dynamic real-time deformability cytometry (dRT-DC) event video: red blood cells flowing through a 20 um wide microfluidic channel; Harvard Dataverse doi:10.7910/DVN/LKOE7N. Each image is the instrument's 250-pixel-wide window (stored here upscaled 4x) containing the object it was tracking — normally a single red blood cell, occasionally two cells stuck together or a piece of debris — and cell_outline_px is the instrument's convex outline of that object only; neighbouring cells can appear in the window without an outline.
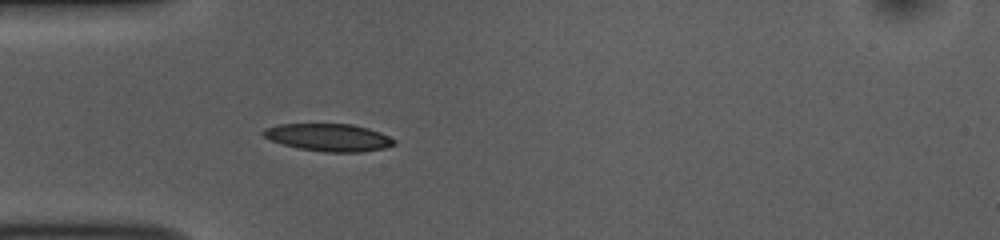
{"species": "common noctule bat (a hibernating species)", "species_latin": "Nyctalus noctula", "temperature_condition": "room temperature", "stored_images_in_passage": 38, "camera_frame_rate_fps": 3000, "um_per_image_px": 0.085, "animal": {"sex": "female", "body_mass_g": 10.0, "forearm_length_mm": 53.1}, "frame": {"image": 1, "passage_image": 1, "time_ms": 0.0, "image_size_px": [1000, 240], "cell_outline_px": [[396, 144], [384, 148], [360, 152], [324, 152], [300, 148], [284, 144], [272, 140], [264, 136], [260, 132], [264, 128], [280, 124], [352, 124], [368, 128], [380, 132], [396, 140]], "centroid_in_image_um": [27.95, 11.67], "position_along_channel_um": 57.0, "area_um2": 20.87}}
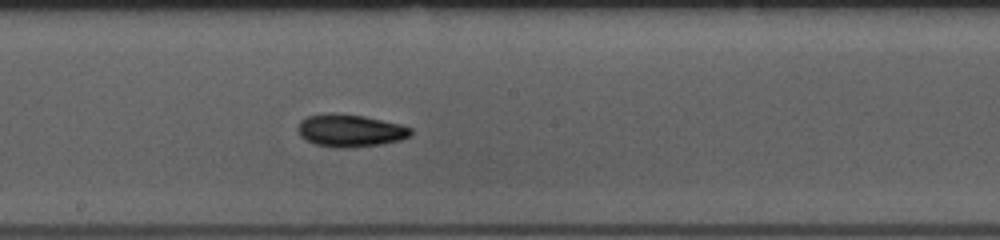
{"frame": {"image": 2, "passage_image": 14, "time_ms": 4.333, "image_size_px": [1000, 240], "cell_outline_px": [[412, 136], [400, 140], [380, 144], [348, 148], [336, 148], [316, 144], [304, 140], [300, 136], [296, 128], [300, 120], [308, 116], [328, 112], [332, 112], [364, 116], [400, 124], [412, 128]], "centroid_in_image_um": [29.73, 11.09], "position_along_channel_um": 218.5, "area_um2": 21.68}}
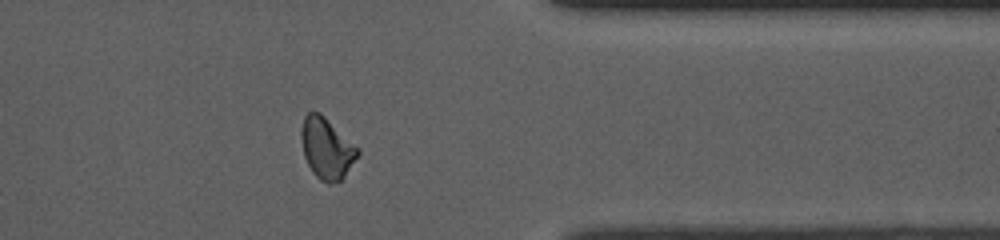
{"frame": {"image": 3, "passage_image": 28, "time_ms": 9.0, "image_size_px": [1000, 240], "cell_outline_px": [[360, 152], [344, 176], [340, 180], [328, 184], [320, 180], [312, 172], [304, 156], [300, 136], [300, 132], [304, 116], [308, 112], [320, 112], [360, 148]], "centroid_in_image_um": [27.76, 12.59], "position_along_channel_um": 383.6, "area_um2": 20.11}, "authors_computed_cell_mechanics": {"area_um2": 20.2589, "velocity_mm_per_s": 3.8089, "shape_relaxation_time_tau1_ms": 4.0053, "shape_relaxation_time_tau2_ms": 8.8652, "deformation_change_tau1": 0.1585, "deformation_change_tau2": 0.1365}}